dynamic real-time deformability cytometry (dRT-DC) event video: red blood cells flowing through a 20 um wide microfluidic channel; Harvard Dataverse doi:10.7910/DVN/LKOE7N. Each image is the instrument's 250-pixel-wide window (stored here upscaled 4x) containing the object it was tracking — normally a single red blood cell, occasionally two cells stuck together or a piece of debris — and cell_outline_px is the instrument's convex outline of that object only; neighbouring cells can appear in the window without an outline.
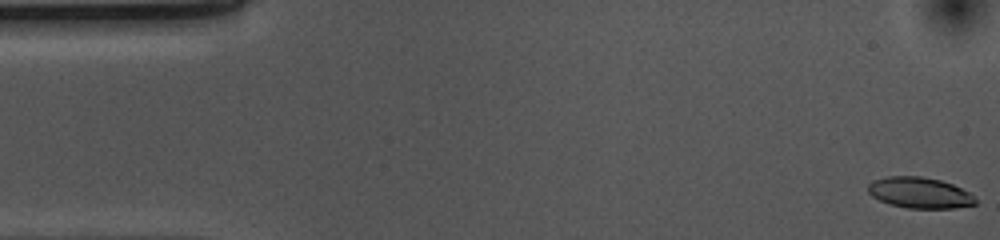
{"species": "common noctule bat (a hibernating species)", "species_latin": "Nyctalus noctula", "temperature_condition": "cold", "stored_images_in_passage": 10, "camera_frame_rate_fps": 3000, "um_per_image_px": 0.085, "animal": {"sex": "female", "body_mass_g": 10.0, "forearm_length_mm": 53.1}, "frame": {"image": 1, "passage_image": 1, "time_ms": 0.0, "image_size_px": [1000, 240], "cell_outline_px": [[976, 204], [956, 208], [908, 208], [888, 204], [872, 196], [868, 192], [868, 184], [872, 180], [888, 176], [920, 176], [940, 180], [952, 184], [968, 192], [976, 200]], "centroid_in_image_um": [78.13, 16.38], "position_along_channel_um": 6.9, "area_um2": 19.31}}